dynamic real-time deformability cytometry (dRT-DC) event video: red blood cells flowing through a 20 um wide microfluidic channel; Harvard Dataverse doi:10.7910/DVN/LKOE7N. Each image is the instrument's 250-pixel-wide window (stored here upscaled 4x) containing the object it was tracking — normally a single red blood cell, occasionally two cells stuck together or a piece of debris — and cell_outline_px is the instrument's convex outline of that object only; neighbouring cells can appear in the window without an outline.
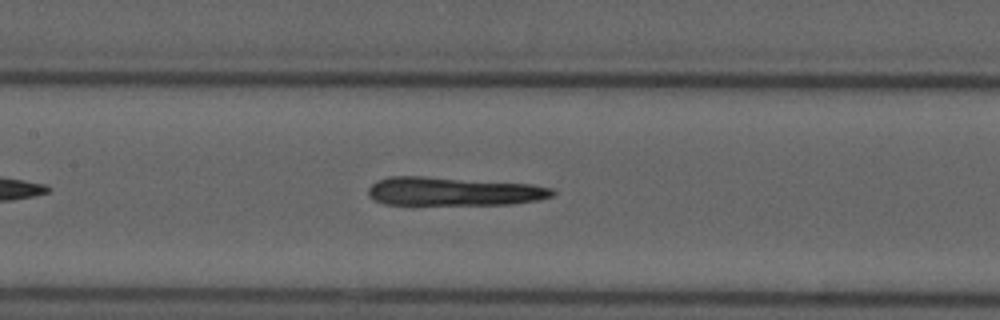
{"species": "common noctule bat (a hibernating species)", "species_latin": "Nyctalus noctula", "temperature_condition": "cold", "stored_images_in_passage": 8, "segment_of_instrument_passage": [2, 2], "camera_frame_rate_fps": 3000, "um_per_image_px": 0.085, "animal": {"sex": "male", "forearm_length_mm": 52.5}, "frame": {"image": 1, "passage_image": 8, "time_ms": 8.333, "image_size_px": [1000, 320], "cell_outline_px": [[556, 192], [552, 196], [540, 200], [512, 204], [384, 204], [368, 196], [368, 188], [376, 180], [388, 176], [424, 176], [532, 184], [552, 188]], "centroid_in_image_um": [38.55, 16.26], "position_along_channel_um": 168.9, "area_um2": 30.75}}